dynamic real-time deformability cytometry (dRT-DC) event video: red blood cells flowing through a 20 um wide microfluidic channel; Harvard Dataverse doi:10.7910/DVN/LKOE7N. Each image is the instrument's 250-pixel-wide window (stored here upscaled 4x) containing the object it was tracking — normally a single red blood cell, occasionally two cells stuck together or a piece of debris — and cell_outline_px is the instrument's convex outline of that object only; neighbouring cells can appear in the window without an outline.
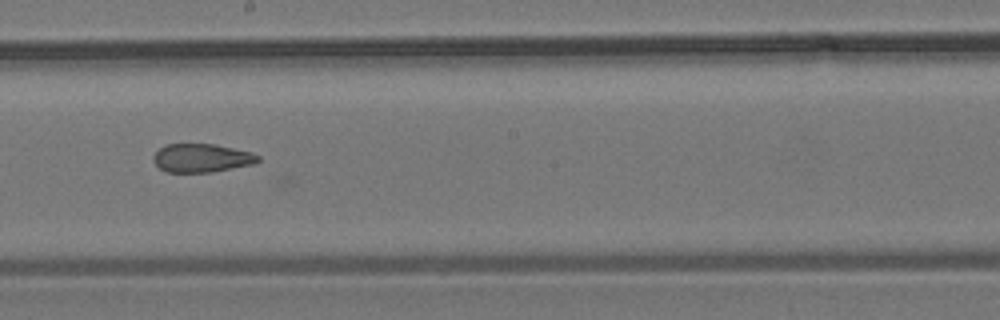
{"species": "common noctule bat (a hibernating species)", "species_latin": "Nyctalus noctula", "temperature_condition": "room temperature", "stored_images_in_passage": 12, "camera_frame_rate_fps": 3000, "um_per_image_px": 0.085, "animal": {"sex": "male", "body_mass_g": 19.2, "forearm_length_mm": 51.8}, "frame": {"image": 1, "passage_image": 10, "time_ms": 10.667, "image_size_px": [1000, 320], "cell_outline_px": [[260, 160], [252, 164], [212, 172], [168, 172], [160, 168], [152, 160], [152, 156], [160, 148], [168, 144], [216, 144], [252, 152], [260, 156]], "centroid_in_image_um": [17.15, 13.42], "position_along_channel_um": 231.1, "area_um2": 17.34}}
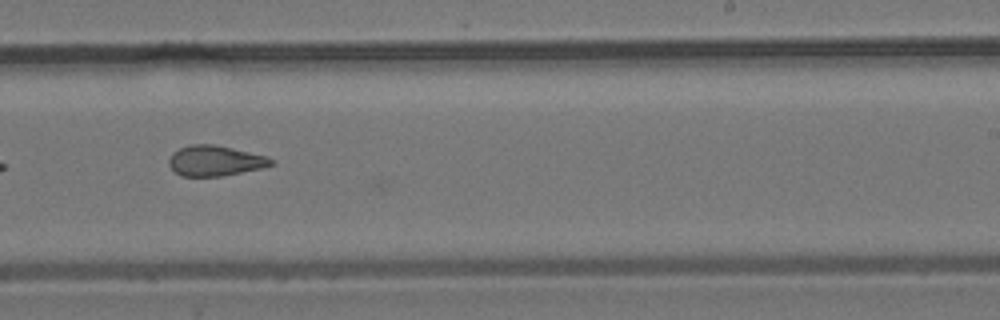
{"frame": {"image": 2, "passage_image": 11, "time_ms": 11.667, "image_size_px": [1000, 320], "cell_outline_px": [[276, 160], [272, 164], [260, 168], [220, 176], [180, 176], [168, 164], [168, 160], [172, 152], [188, 144], [212, 144], [232, 148], [268, 156]], "centroid_in_image_um": [18.26, 13.65], "position_along_channel_um": 270.7, "area_um2": 18.03}}